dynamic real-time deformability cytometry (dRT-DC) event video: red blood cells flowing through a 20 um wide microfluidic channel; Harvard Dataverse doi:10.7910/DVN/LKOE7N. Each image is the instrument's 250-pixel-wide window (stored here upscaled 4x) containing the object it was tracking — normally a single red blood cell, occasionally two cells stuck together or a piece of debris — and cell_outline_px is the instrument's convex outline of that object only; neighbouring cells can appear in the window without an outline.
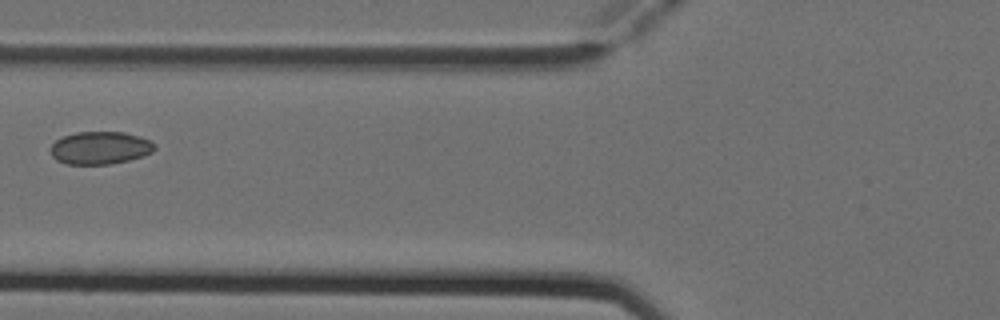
{"species": "Egyptian fruit bat (a non-hibernating species)", "species_latin": "Rousettus aegyptiacus", "temperature_condition": "cold", "stored_images_in_passage": 4, "camera_frame_rate_fps": 3000, "um_per_image_px": 0.085, "animal": {"sex": "female"}, "frame": {"image": 1, "passage_image": 3, "time_ms": 0.667, "image_size_px": [1000, 320], "cell_outline_px": [[156, 148], [152, 152], [144, 156], [128, 160], [108, 164], [68, 164], [56, 160], [52, 156], [48, 148], [56, 140], [64, 136], [76, 132], [124, 132], [140, 136], [156, 144]], "centroid_in_image_um": [8.5, 12.57], "position_along_channel_um": 117.3, "area_um2": 19.94}}
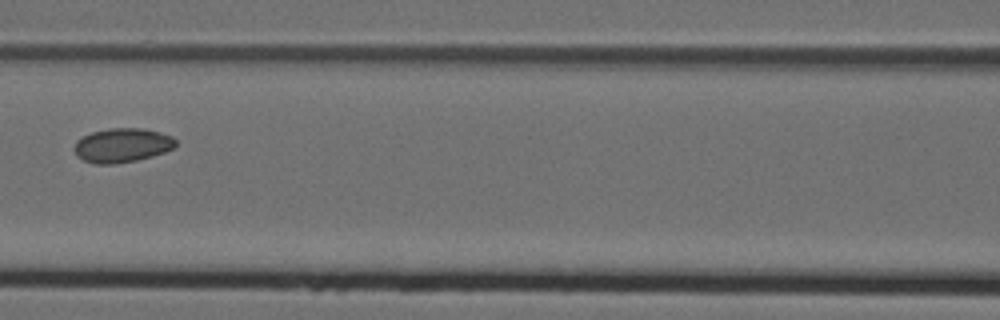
{"frame": {"image": 2, "passage_image": 4, "time_ms": 1.0, "image_size_px": [1000, 320], "cell_outline_px": [[176, 144], [172, 148], [164, 152], [152, 156], [136, 160], [116, 164], [96, 164], [84, 160], [76, 156], [72, 148], [76, 140], [92, 132], [108, 128], [144, 128], [160, 132], [172, 136], [176, 140]], "centroid_in_image_um": [10.35, 12.34], "position_along_channel_um": 156.2, "area_um2": 20.35}}